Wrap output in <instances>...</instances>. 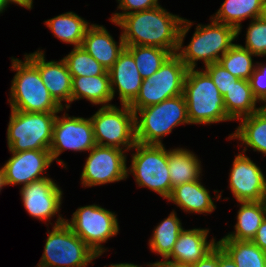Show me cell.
Here are the masks:
<instances>
[{"label": "cell", "instance_id": "1", "mask_svg": "<svg viewBox=\"0 0 266 267\" xmlns=\"http://www.w3.org/2000/svg\"><path fill=\"white\" fill-rule=\"evenodd\" d=\"M183 19L159 5L149 10L124 15L115 24L123 30L125 45L154 46L176 54Z\"/></svg>", "mask_w": 266, "mask_h": 267}, {"label": "cell", "instance_id": "2", "mask_svg": "<svg viewBox=\"0 0 266 267\" xmlns=\"http://www.w3.org/2000/svg\"><path fill=\"white\" fill-rule=\"evenodd\" d=\"M209 25H198L189 45L183 48V40L192 22L183 19L179 30V45L176 55L188 69L196 67L198 60L206 65L218 62L219 59L234 45L237 30L232 26L215 20ZM221 52V53H220Z\"/></svg>", "mask_w": 266, "mask_h": 267}, {"label": "cell", "instance_id": "3", "mask_svg": "<svg viewBox=\"0 0 266 267\" xmlns=\"http://www.w3.org/2000/svg\"><path fill=\"white\" fill-rule=\"evenodd\" d=\"M183 95L190 124H210L230 120L226 114L223 96L204 70L188 69Z\"/></svg>", "mask_w": 266, "mask_h": 267}, {"label": "cell", "instance_id": "4", "mask_svg": "<svg viewBox=\"0 0 266 267\" xmlns=\"http://www.w3.org/2000/svg\"><path fill=\"white\" fill-rule=\"evenodd\" d=\"M138 114L140 116H138ZM139 117H141L139 119ZM190 124L184 95H178L156 105L139 109L135 113L136 142L162 145L160 139L175 126Z\"/></svg>", "mask_w": 266, "mask_h": 267}, {"label": "cell", "instance_id": "5", "mask_svg": "<svg viewBox=\"0 0 266 267\" xmlns=\"http://www.w3.org/2000/svg\"><path fill=\"white\" fill-rule=\"evenodd\" d=\"M25 62L12 58V69L17 71L12 80L11 109L24 112H60L63 109L51 96L38 69L25 57Z\"/></svg>", "mask_w": 266, "mask_h": 267}, {"label": "cell", "instance_id": "6", "mask_svg": "<svg viewBox=\"0 0 266 267\" xmlns=\"http://www.w3.org/2000/svg\"><path fill=\"white\" fill-rule=\"evenodd\" d=\"M59 112H24L11 109L7 129L10 152L49 150Z\"/></svg>", "mask_w": 266, "mask_h": 267}, {"label": "cell", "instance_id": "7", "mask_svg": "<svg viewBox=\"0 0 266 267\" xmlns=\"http://www.w3.org/2000/svg\"><path fill=\"white\" fill-rule=\"evenodd\" d=\"M59 215L49 232L38 265L43 267H86L98 255L71 229Z\"/></svg>", "mask_w": 266, "mask_h": 267}, {"label": "cell", "instance_id": "8", "mask_svg": "<svg viewBox=\"0 0 266 267\" xmlns=\"http://www.w3.org/2000/svg\"><path fill=\"white\" fill-rule=\"evenodd\" d=\"M187 70L181 59L172 54L156 73L143 79L138 95L129 104L130 108L136 113L139 109L182 95Z\"/></svg>", "mask_w": 266, "mask_h": 267}, {"label": "cell", "instance_id": "9", "mask_svg": "<svg viewBox=\"0 0 266 267\" xmlns=\"http://www.w3.org/2000/svg\"><path fill=\"white\" fill-rule=\"evenodd\" d=\"M136 153L132 154L130 172L139 187H148L163 198L172 192L169 176L168 150L162 145H147L136 142Z\"/></svg>", "mask_w": 266, "mask_h": 267}, {"label": "cell", "instance_id": "10", "mask_svg": "<svg viewBox=\"0 0 266 267\" xmlns=\"http://www.w3.org/2000/svg\"><path fill=\"white\" fill-rule=\"evenodd\" d=\"M90 120L96 145L119 149L125 147V151L134 147L135 112L129 105H122V109L114 105L102 106Z\"/></svg>", "mask_w": 266, "mask_h": 267}, {"label": "cell", "instance_id": "11", "mask_svg": "<svg viewBox=\"0 0 266 267\" xmlns=\"http://www.w3.org/2000/svg\"><path fill=\"white\" fill-rule=\"evenodd\" d=\"M65 222L98 256L106 250L101 243L119 231L116 215L95 204L79 207Z\"/></svg>", "mask_w": 266, "mask_h": 267}, {"label": "cell", "instance_id": "12", "mask_svg": "<svg viewBox=\"0 0 266 267\" xmlns=\"http://www.w3.org/2000/svg\"><path fill=\"white\" fill-rule=\"evenodd\" d=\"M126 161L122 149L95 145L84 165L81 183L91 187L124 180L129 172Z\"/></svg>", "mask_w": 266, "mask_h": 267}, {"label": "cell", "instance_id": "13", "mask_svg": "<svg viewBox=\"0 0 266 267\" xmlns=\"http://www.w3.org/2000/svg\"><path fill=\"white\" fill-rule=\"evenodd\" d=\"M66 115L62 118L56 115L49 149L52 161L66 149L89 152L96 145L90 118Z\"/></svg>", "mask_w": 266, "mask_h": 267}, {"label": "cell", "instance_id": "14", "mask_svg": "<svg viewBox=\"0 0 266 267\" xmlns=\"http://www.w3.org/2000/svg\"><path fill=\"white\" fill-rule=\"evenodd\" d=\"M230 189L238 202L266 200V179L260 167L239 153L230 172Z\"/></svg>", "mask_w": 266, "mask_h": 267}, {"label": "cell", "instance_id": "15", "mask_svg": "<svg viewBox=\"0 0 266 267\" xmlns=\"http://www.w3.org/2000/svg\"><path fill=\"white\" fill-rule=\"evenodd\" d=\"M21 196L26 211L41 221L52 218L59 212L62 191L50 178L33 181L21 187Z\"/></svg>", "mask_w": 266, "mask_h": 267}, {"label": "cell", "instance_id": "16", "mask_svg": "<svg viewBox=\"0 0 266 267\" xmlns=\"http://www.w3.org/2000/svg\"><path fill=\"white\" fill-rule=\"evenodd\" d=\"M12 157L3 165L7 185H27L46 176L44 173L52 161L49 150L11 152Z\"/></svg>", "mask_w": 266, "mask_h": 267}, {"label": "cell", "instance_id": "17", "mask_svg": "<svg viewBox=\"0 0 266 267\" xmlns=\"http://www.w3.org/2000/svg\"><path fill=\"white\" fill-rule=\"evenodd\" d=\"M25 57L38 69L41 79L53 99L63 107L62 101L71 103L72 76L64 59L60 62H46L42 51H36Z\"/></svg>", "mask_w": 266, "mask_h": 267}, {"label": "cell", "instance_id": "18", "mask_svg": "<svg viewBox=\"0 0 266 267\" xmlns=\"http://www.w3.org/2000/svg\"><path fill=\"white\" fill-rule=\"evenodd\" d=\"M108 73L113 98L118 88L121 105H129L138 95L143 82L133 55L124 48Z\"/></svg>", "mask_w": 266, "mask_h": 267}, {"label": "cell", "instance_id": "19", "mask_svg": "<svg viewBox=\"0 0 266 267\" xmlns=\"http://www.w3.org/2000/svg\"><path fill=\"white\" fill-rule=\"evenodd\" d=\"M119 41V45H117V42L103 26L91 24L86 31L81 47L99 62L106 71H109L118 59L119 54L126 47L122 34Z\"/></svg>", "mask_w": 266, "mask_h": 267}, {"label": "cell", "instance_id": "20", "mask_svg": "<svg viewBox=\"0 0 266 267\" xmlns=\"http://www.w3.org/2000/svg\"><path fill=\"white\" fill-rule=\"evenodd\" d=\"M208 233L209 229H183L167 259L171 257L176 262L197 263L218 245L215 239L207 242Z\"/></svg>", "mask_w": 266, "mask_h": 267}, {"label": "cell", "instance_id": "21", "mask_svg": "<svg viewBox=\"0 0 266 267\" xmlns=\"http://www.w3.org/2000/svg\"><path fill=\"white\" fill-rule=\"evenodd\" d=\"M200 179L175 186L168 198L186 212L211 213L216 206Z\"/></svg>", "mask_w": 266, "mask_h": 267}, {"label": "cell", "instance_id": "22", "mask_svg": "<svg viewBox=\"0 0 266 267\" xmlns=\"http://www.w3.org/2000/svg\"><path fill=\"white\" fill-rule=\"evenodd\" d=\"M81 98L92 104H104L103 107L112 106L108 104L113 99L108 71L98 76L72 77L71 102Z\"/></svg>", "mask_w": 266, "mask_h": 267}, {"label": "cell", "instance_id": "23", "mask_svg": "<svg viewBox=\"0 0 266 267\" xmlns=\"http://www.w3.org/2000/svg\"><path fill=\"white\" fill-rule=\"evenodd\" d=\"M237 223L233 233L222 239L249 240L255 237L258 228L266 217V200L239 202Z\"/></svg>", "mask_w": 266, "mask_h": 267}, {"label": "cell", "instance_id": "24", "mask_svg": "<svg viewBox=\"0 0 266 267\" xmlns=\"http://www.w3.org/2000/svg\"><path fill=\"white\" fill-rule=\"evenodd\" d=\"M240 120L237 130L229 138H237L246 147L266 155V106H260L258 111Z\"/></svg>", "mask_w": 266, "mask_h": 267}, {"label": "cell", "instance_id": "25", "mask_svg": "<svg viewBox=\"0 0 266 267\" xmlns=\"http://www.w3.org/2000/svg\"><path fill=\"white\" fill-rule=\"evenodd\" d=\"M264 0H225L221 8L211 19L232 26L237 30V37L241 31V21L245 18L261 17Z\"/></svg>", "mask_w": 266, "mask_h": 267}, {"label": "cell", "instance_id": "26", "mask_svg": "<svg viewBox=\"0 0 266 267\" xmlns=\"http://www.w3.org/2000/svg\"><path fill=\"white\" fill-rule=\"evenodd\" d=\"M228 118L238 120L247 117L260 108H256L258 100L253 96L249 80L239 79L223 96Z\"/></svg>", "mask_w": 266, "mask_h": 267}, {"label": "cell", "instance_id": "27", "mask_svg": "<svg viewBox=\"0 0 266 267\" xmlns=\"http://www.w3.org/2000/svg\"><path fill=\"white\" fill-rule=\"evenodd\" d=\"M193 152L177 148L168 150V167L172 189L180 184L200 179L201 164Z\"/></svg>", "mask_w": 266, "mask_h": 267}, {"label": "cell", "instance_id": "28", "mask_svg": "<svg viewBox=\"0 0 266 267\" xmlns=\"http://www.w3.org/2000/svg\"><path fill=\"white\" fill-rule=\"evenodd\" d=\"M45 24L57 38L74 47L82 45L86 31L90 27L86 20L71 11L51 18L45 21Z\"/></svg>", "mask_w": 266, "mask_h": 267}, {"label": "cell", "instance_id": "29", "mask_svg": "<svg viewBox=\"0 0 266 267\" xmlns=\"http://www.w3.org/2000/svg\"><path fill=\"white\" fill-rule=\"evenodd\" d=\"M217 242L237 267H265L266 265V252L252 241L221 239Z\"/></svg>", "mask_w": 266, "mask_h": 267}, {"label": "cell", "instance_id": "30", "mask_svg": "<svg viewBox=\"0 0 266 267\" xmlns=\"http://www.w3.org/2000/svg\"><path fill=\"white\" fill-rule=\"evenodd\" d=\"M183 230L180 220L175 212L161 221V223L154 229L153 236L149 240V246L152 252L160 254L163 259L169 258L172 249Z\"/></svg>", "mask_w": 266, "mask_h": 267}, {"label": "cell", "instance_id": "31", "mask_svg": "<svg viewBox=\"0 0 266 267\" xmlns=\"http://www.w3.org/2000/svg\"><path fill=\"white\" fill-rule=\"evenodd\" d=\"M133 55L138 71L143 79L151 77L172 55L169 50L154 46L125 45Z\"/></svg>", "mask_w": 266, "mask_h": 267}, {"label": "cell", "instance_id": "32", "mask_svg": "<svg viewBox=\"0 0 266 267\" xmlns=\"http://www.w3.org/2000/svg\"><path fill=\"white\" fill-rule=\"evenodd\" d=\"M253 54L244 46L234 44L218 61L236 78L249 80L256 65L252 62Z\"/></svg>", "mask_w": 266, "mask_h": 267}, {"label": "cell", "instance_id": "33", "mask_svg": "<svg viewBox=\"0 0 266 267\" xmlns=\"http://www.w3.org/2000/svg\"><path fill=\"white\" fill-rule=\"evenodd\" d=\"M72 77L103 75L106 70L81 46L74 47L64 58Z\"/></svg>", "mask_w": 266, "mask_h": 267}, {"label": "cell", "instance_id": "34", "mask_svg": "<svg viewBox=\"0 0 266 267\" xmlns=\"http://www.w3.org/2000/svg\"><path fill=\"white\" fill-rule=\"evenodd\" d=\"M254 56H266V20L253 19L246 34L245 47Z\"/></svg>", "mask_w": 266, "mask_h": 267}, {"label": "cell", "instance_id": "35", "mask_svg": "<svg viewBox=\"0 0 266 267\" xmlns=\"http://www.w3.org/2000/svg\"><path fill=\"white\" fill-rule=\"evenodd\" d=\"M205 67V71L209 74L222 96H224L227 93V90H229L239 80V78H236L234 75L229 73L218 62L206 65Z\"/></svg>", "mask_w": 266, "mask_h": 267}, {"label": "cell", "instance_id": "36", "mask_svg": "<svg viewBox=\"0 0 266 267\" xmlns=\"http://www.w3.org/2000/svg\"><path fill=\"white\" fill-rule=\"evenodd\" d=\"M118 9L124 10L122 13H115L110 18L113 23H117L124 15L143 10H149L159 6L158 0H118ZM131 10V11H130ZM134 10V11H133Z\"/></svg>", "mask_w": 266, "mask_h": 267}, {"label": "cell", "instance_id": "37", "mask_svg": "<svg viewBox=\"0 0 266 267\" xmlns=\"http://www.w3.org/2000/svg\"><path fill=\"white\" fill-rule=\"evenodd\" d=\"M249 79L253 96L260 102L266 103V66L258 64ZM266 106V104H265Z\"/></svg>", "mask_w": 266, "mask_h": 267}, {"label": "cell", "instance_id": "38", "mask_svg": "<svg viewBox=\"0 0 266 267\" xmlns=\"http://www.w3.org/2000/svg\"><path fill=\"white\" fill-rule=\"evenodd\" d=\"M192 267H219V245L197 263L192 264Z\"/></svg>", "mask_w": 266, "mask_h": 267}, {"label": "cell", "instance_id": "39", "mask_svg": "<svg viewBox=\"0 0 266 267\" xmlns=\"http://www.w3.org/2000/svg\"><path fill=\"white\" fill-rule=\"evenodd\" d=\"M252 242L266 252V217L258 228L255 237L252 239Z\"/></svg>", "mask_w": 266, "mask_h": 267}, {"label": "cell", "instance_id": "40", "mask_svg": "<svg viewBox=\"0 0 266 267\" xmlns=\"http://www.w3.org/2000/svg\"><path fill=\"white\" fill-rule=\"evenodd\" d=\"M149 267H192V264L176 262L173 260L165 259L163 261H157L148 265Z\"/></svg>", "mask_w": 266, "mask_h": 267}, {"label": "cell", "instance_id": "41", "mask_svg": "<svg viewBox=\"0 0 266 267\" xmlns=\"http://www.w3.org/2000/svg\"><path fill=\"white\" fill-rule=\"evenodd\" d=\"M219 267H237L230 256L219 246Z\"/></svg>", "mask_w": 266, "mask_h": 267}, {"label": "cell", "instance_id": "42", "mask_svg": "<svg viewBox=\"0 0 266 267\" xmlns=\"http://www.w3.org/2000/svg\"><path fill=\"white\" fill-rule=\"evenodd\" d=\"M13 3L21 5L22 7L32 9L33 0H12Z\"/></svg>", "mask_w": 266, "mask_h": 267}, {"label": "cell", "instance_id": "43", "mask_svg": "<svg viewBox=\"0 0 266 267\" xmlns=\"http://www.w3.org/2000/svg\"><path fill=\"white\" fill-rule=\"evenodd\" d=\"M5 185H7L6 184V177H5L4 167H2L0 169V191H1L2 187Z\"/></svg>", "mask_w": 266, "mask_h": 267}, {"label": "cell", "instance_id": "44", "mask_svg": "<svg viewBox=\"0 0 266 267\" xmlns=\"http://www.w3.org/2000/svg\"><path fill=\"white\" fill-rule=\"evenodd\" d=\"M10 2L12 3L13 1L12 0H0V13H2L3 10H5V8Z\"/></svg>", "mask_w": 266, "mask_h": 267}, {"label": "cell", "instance_id": "45", "mask_svg": "<svg viewBox=\"0 0 266 267\" xmlns=\"http://www.w3.org/2000/svg\"><path fill=\"white\" fill-rule=\"evenodd\" d=\"M113 267H141V266L134 265L131 263H120V264H113Z\"/></svg>", "mask_w": 266, "mask_h": 267}, {"label": "cell", "instance_id": "46", "mask_svg": "<svg viewBox=\"0 0 266 267\" xmlns=\"http://www.w3.org/2000/svg\"><path fill=\"white\" fill-rule=\"evenodd\" d=\"M261 17L266 20V0L263 1V10Z\"/></svg>", "mask_w": 266, "mask_h": 267}]
</instances>
